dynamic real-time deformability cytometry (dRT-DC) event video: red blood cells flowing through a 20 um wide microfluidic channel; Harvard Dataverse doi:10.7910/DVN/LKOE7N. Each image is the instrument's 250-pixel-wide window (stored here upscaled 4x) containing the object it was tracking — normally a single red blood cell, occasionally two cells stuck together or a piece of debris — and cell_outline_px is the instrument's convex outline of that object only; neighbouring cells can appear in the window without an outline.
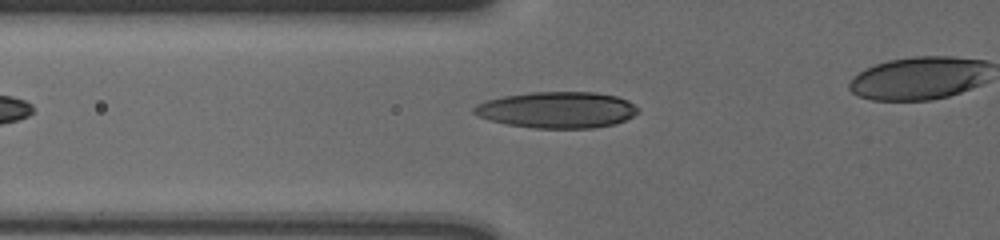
{"species": "human", "species_latin": "Homo sapiens", "temperature_condition": "cold", "stored_images_in_passage": 32, "camera_frame_rate_fps": 3000, "um_per_image_px": 0.085, "donor": {"sex": "male"}, "frame": {"image": 1, "passage_image": 2, "time_ms": 0.333, "image_size_px": [1000, 240], "cell_outline_px": [[640, 112], [616, 124], [592, 128], [532, 128], [508, 124], [492, 120], [480, 116], [472, 112], [472, 108], [476, 104], [488, 100], [504, 96], [532, 92], [596, 92], [616, 96], [628, 100], [640, 108]], "centroid_in_image_um": [47.4, 9.34], "position_along_channel_um": 78.4, "area_um2": 34.68}}
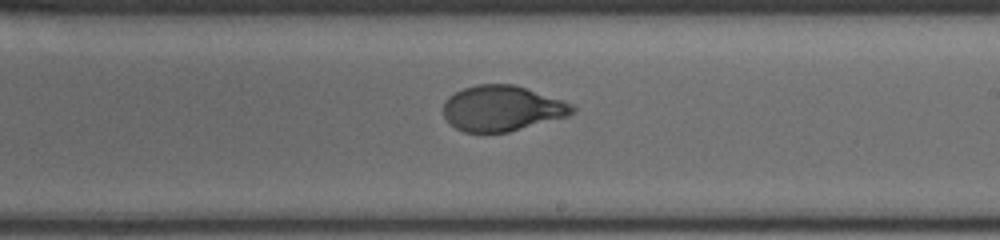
{"frame": {"image": 2, "passage_image": 16, "time_ms": 5.0, "image_size_px": [1000, 240], "cell_outline_px": [[576, 112], [568, 116], [508, 132], [464, 132], [456, 128], [444, 116], [444, 100], [448, 96], [464, 88], [476, 84], [512, 84], [572, 104], [576, 108]], "centroid_in_image_um": [42.66, 9.21], "position_along_channel_um": 246.3, "area_um2": 33.81}}
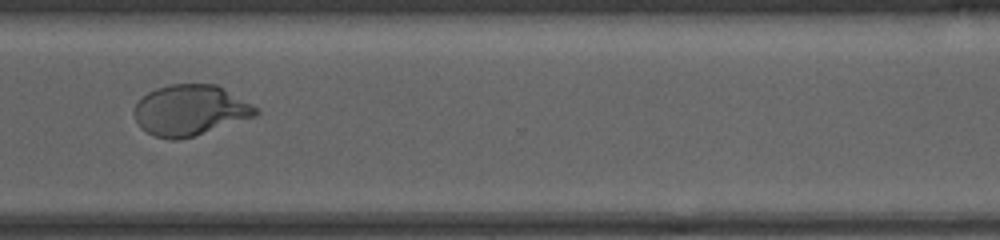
{"frame": {"image": 3, "passage_image": 25, "time_ms": 8.0, "image_size_px": [1000, 240], "cell_outline_px": [[260, 112], [256, 116], [192, 136], [176, 140], [168, 140], [152, 136], [140, 128], [136, 120], [136, 104], [148, 92], [156, 88], [172, 84], [216, 84], [260, 108]], "centroid_in_image_um": [16.18, 9.37], "position_along_channel_um": 354.4, "area_um2": 35.72}}